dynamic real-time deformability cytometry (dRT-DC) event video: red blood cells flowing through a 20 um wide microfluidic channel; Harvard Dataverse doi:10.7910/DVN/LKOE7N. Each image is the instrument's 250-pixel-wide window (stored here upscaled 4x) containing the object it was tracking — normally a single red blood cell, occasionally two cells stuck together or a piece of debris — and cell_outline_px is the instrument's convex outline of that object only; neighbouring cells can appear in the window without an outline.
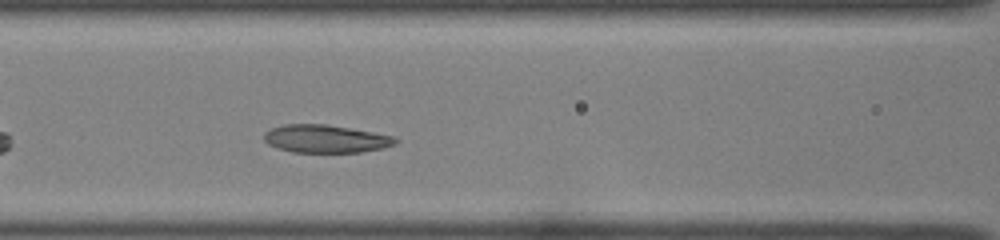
{"species": "common noctule bat (a hibernating species)", "species_latin": "Nyctalus noctula", "temperature_condition": "room temperature", "stored_images_in_passage": 35, "camera_frame_rate_fps": 3000, "um_per_image_px": 0.085, "animal": {"sex": "female", "body_mass_g": 22.0, "forearm_length_mm": 56.7}, "frame": {"image": 1, "passage_image": 8, "time_ms": 2.333, "image_size_px": [1000, 240], "cell_outline_px": [[400, 140], [396, 144], [384, 148], [360, 152], [292, 152], [276, 148], [268, 144], [264, 140], [264, 132], [272, 128], [284, 124], [324, 124], [352, 128], [396, 136]], "centroid_in_image_um": [27.72, 11.8], "position_along_channel_um": 138.9, "area_um2": 21.62}}
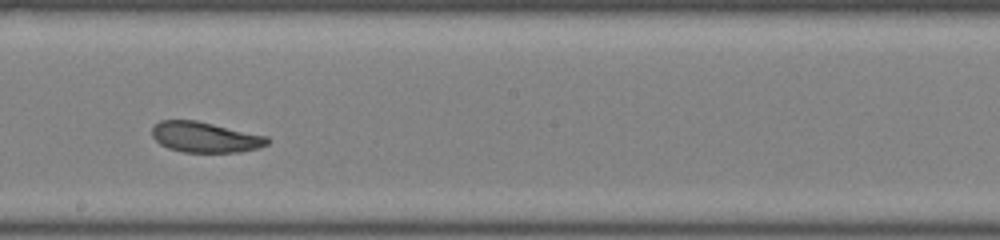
{"frame": {"image": 2, "passage_image": 15, "time_ms": 4.667, "image_size_px": [1000, 240], "cell_outline_px": [[272, 140], [268, 144], [260, 148], [240, 152], [184, 152], [168, 148], [160, 144], [152, 136], [152, 128], [160, 120], [196, 120], [268, 136]], "centroid_in_image_um": [17.48, 11.66], "position_along_channel_um": 230.7, "area_um2": 20.63}}
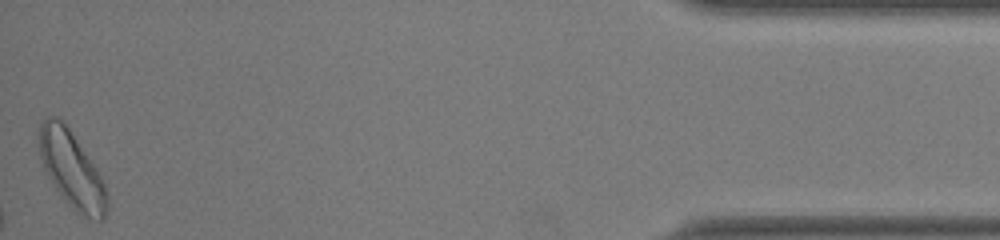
{"frame": {"image": 3, "passage_image": 35, "time_ms": 11.333, "image_size_px": [1000, 240], "cell_outline_px": [[108, 208], [104, 220], [100, 220], [80, 216], [68, 204], [56, 188], [44, 168], [40, 156], [36, 136], [40, 120], [48, 116], [56, 116], [68, 128], [96, 168], [104, 184], [108, 196]], "centroid_in_image_um": [6.07, 14.41], "position_along_channel_um": 429.1, "area_um2": 30.17}, "authors_computed_cell_mechanics": {"area_um2": 21.675, "velocity_mm_per_s": 3.9518, "shape_relaxation_time_tau1_ms": 9.9663, "shape_relaxation_time_tau2_ms": 1.8337, "deformation_change_tau1": 0.2139, "deformation_change_tau2": 0.0871}}